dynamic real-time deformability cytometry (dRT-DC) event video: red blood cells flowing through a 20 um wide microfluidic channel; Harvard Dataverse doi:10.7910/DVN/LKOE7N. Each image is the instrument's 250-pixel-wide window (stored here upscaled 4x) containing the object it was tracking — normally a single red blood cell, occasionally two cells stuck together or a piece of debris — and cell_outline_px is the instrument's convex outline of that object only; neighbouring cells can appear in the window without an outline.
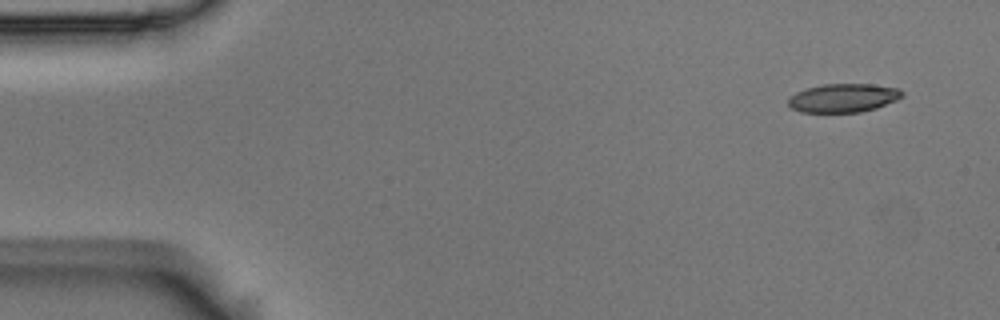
{"species": "Egyptian fruit bat (a non-hibernating species)", "species_latin": "Rousettus aegyptiacus", "temperature_condition": "room temperature", "stored_images_in_passage": 6, "camera_frame_rate_fps": 3000, "um_per_image_px": 0.085, "animal": {"sex": "male"}, "frame": {"image": 1, "passage_image": 2, "time_ms": 0.333, "image_size_px": [1000, 320], "cell_outline_px": [[904, 96], [896, 100], [876, 108], [860, 112], [800, 112], [792, 108], [788, 104], [788, 100], [796, 92], [808, 88], [824, 84], [872, 84], [900, 88], [904, 92]], "centroid_in_image_um": [71.72, 8.32], "position_along_channel_um": 13.3, "area_um2": 18.96}}
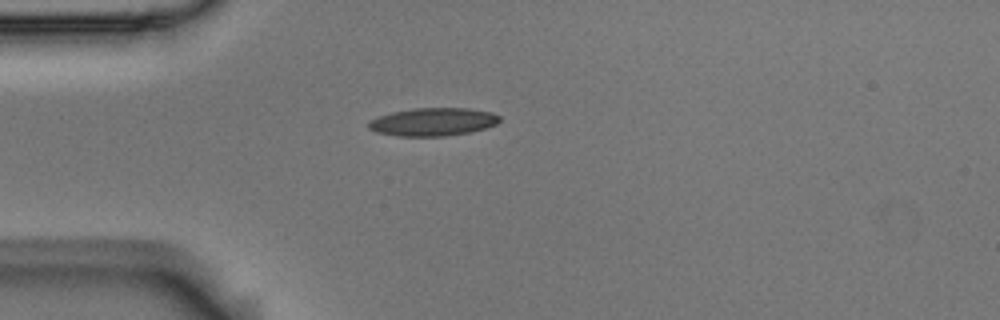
{"frame": {"image": 2, "passage_image": 5, "time_ms": 1.333, "image_size_px": [1000, 320], "cell_outline_px": [[500, 120], [496, 124], [484, 128], [468, 132], [444, 136], [396, 136], [376, 132], [368, 128], [368, 124], [376, 116], [392, 112], [416, 108], [468, 108], [492, 112], [500, 116]], "centroid_in_image_um": [36.79, 10.35], "position_along_channel_um": 48.2, "area_um2": 21.33}}